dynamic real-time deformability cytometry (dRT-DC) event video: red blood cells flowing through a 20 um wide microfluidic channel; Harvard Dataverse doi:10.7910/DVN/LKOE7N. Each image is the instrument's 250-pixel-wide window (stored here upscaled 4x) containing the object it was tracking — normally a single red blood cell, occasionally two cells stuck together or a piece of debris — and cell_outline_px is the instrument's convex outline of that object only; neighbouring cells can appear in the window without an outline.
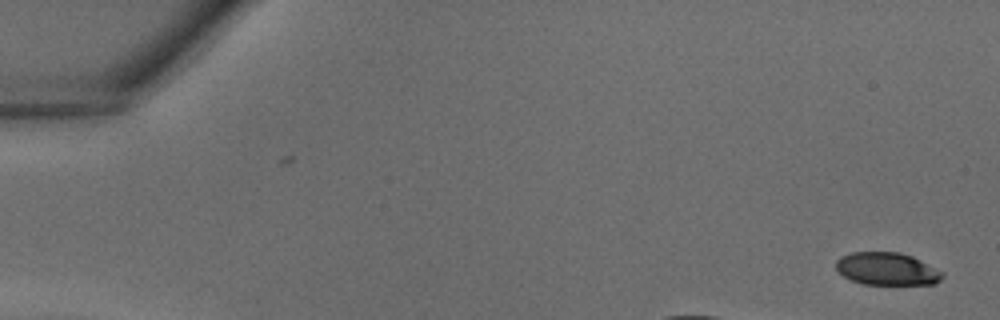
{"species": "common noctule bat (a hibernating species)", "species_latin": "Nyctalus noctula", "temperature_condition": "warm", "stored_images_in_passage": 8, "camera_frame_rate_fps": 3000, "um_per_image_px": 0.085, "animal": {"sex": "male", "body_mass_g": 18.8}, "frame": {"image": 1, "passage_image": 1, "time_ms": 0.0, "image_size_px": [1000, 320], "cell_outline_px": [[944, 276], [936, 284], [864, 284], [852, 280], [844, 276], [836, 268], [836, 260], [840, 256], [852, 252], [900, 252], [912, 256], [944, 272]], "centroid_in_image_um": [75.41, 22.85], "position_along_channel_um": 9.6, "area_um2": 20.23}}